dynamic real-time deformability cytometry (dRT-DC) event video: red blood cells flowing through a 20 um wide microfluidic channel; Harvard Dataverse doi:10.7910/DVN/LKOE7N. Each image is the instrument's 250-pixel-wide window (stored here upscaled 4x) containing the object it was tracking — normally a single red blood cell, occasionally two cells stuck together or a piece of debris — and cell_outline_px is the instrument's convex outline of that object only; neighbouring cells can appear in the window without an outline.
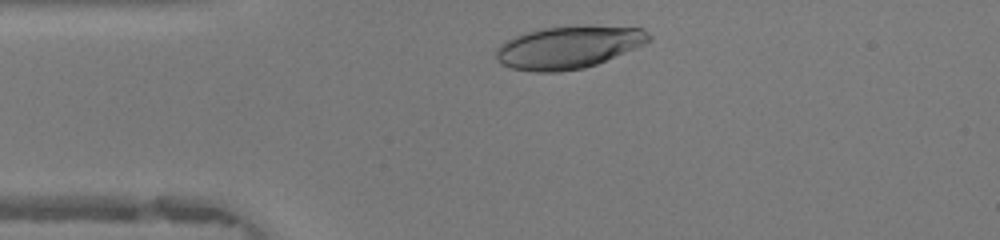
{"species": "human", "species_latin": "Homo sapiens", "temperature_condition": "warm", "stored_images_in_passage": 31, "camera_frame_rate_fps": 3000, "um_per_image_px": 0.085, "donor": {"sex": "female"}, "frame": {"image": 1, "passage_image": 3, "time_ms": 0.667, "image_size_px": [1000, 240], "cell_outline_px": [[652, 40], [644, 44], [596, 64], [584, 68], [560, 72], [532, 72], [512, 68], [500, 64], [496, 60], [496, 48], [500, 44], [516, 36], [528, 32], [544, 28], [644, 28], [652, 36]], "centroid_in_image_um": [48.26, 4.07], "position_along_channel_um": 36.7, "area_um2": 36.76}}
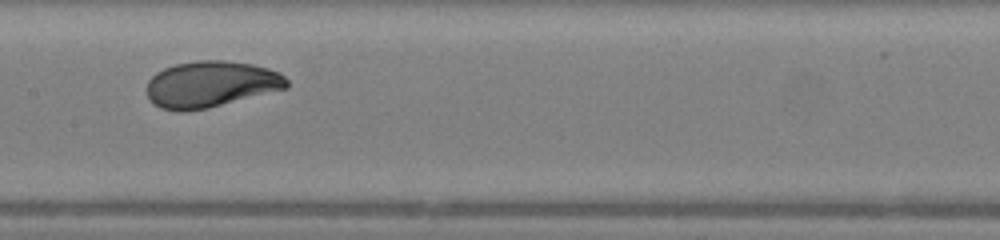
{"frame": {"image": 2, "passage_image": 16, "time_ms": 5.0, "image_size_px": [1000, 240], "cell_outline_px": [[288, 88], [208, 108], [184, 112], [180, 112], [160, 108], [148, 96], [144, 88], [148, 80], [156, 72], [164, 68], [176, 64], [196, 60], [224, 60], [252, 64], [268, 68], [280, 72], [288, 80]], "centroid_in_image_um": [17.91, 7.16], "position_along_channel_um": 189.5, "area_um2": 38.03}}
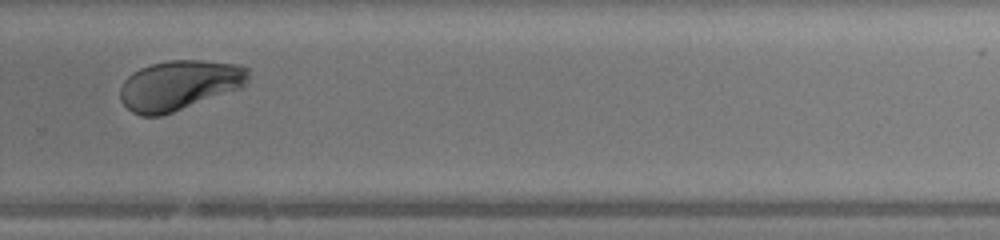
{"frame": {"image": 3, "passage_image": 25, "time_ms": 8.0, "image_size_px": [1000, 240], "cell_outline_px": [[248, 80], [240, 88], [172, 112], [160, 116], [140, 116], [132, 112], [120, 100], [120, 88], [124, 80], [132, 72], [140, 68], [152, 64], [168, 60], [204, 60], [240, 64], [248, 68]], "centroid_in_image_um": [15.21, 7.23], "position_along_channel_um": 314.6, "area_um2": 37.11}, "authors_computed_cell_mechanics": {"area_um2": 37.281, "velocity_mm_per_s": 4.1805, "shape_relaxation_time_tau1_ms": 2.8337, "shape_relaxation_time_tau2_ms": null, "deformation_change_tau1": 0.1551, "deformation_change_tau2": null}}